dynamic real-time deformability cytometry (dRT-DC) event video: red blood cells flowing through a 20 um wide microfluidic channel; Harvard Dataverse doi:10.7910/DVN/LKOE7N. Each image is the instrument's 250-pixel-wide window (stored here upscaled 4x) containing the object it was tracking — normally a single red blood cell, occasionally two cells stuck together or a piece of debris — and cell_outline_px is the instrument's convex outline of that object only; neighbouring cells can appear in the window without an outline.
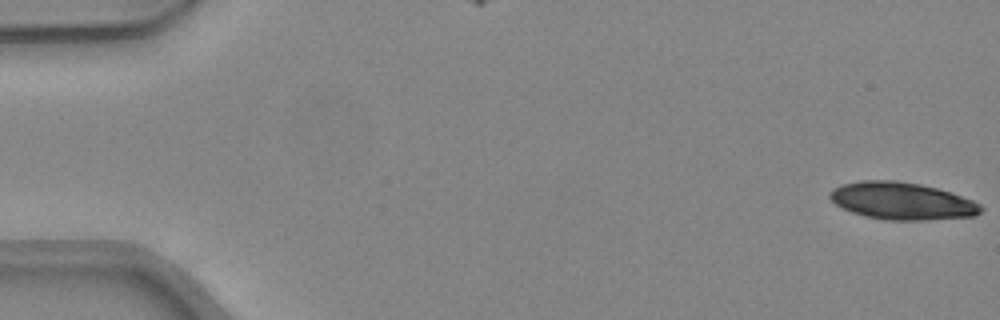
{"species": "common noctule bat (a hibernating species)", "species_latin": "Nyctalus noctula", "temperature_condition": "warm", "stored_images_in_passage": 19, "camera_frame_rate_fps": 3000, "um_per_image_px": 0.085, "animal": {"sex": "female", "body_mass_g": 24.6, "forearm_length_mm": 56.2}, "frame": {"image": 1, "passage_image": 1, "time_ms": 0.0, "image_size_px": [1000, 320], "cell_outline_px": [[984, 208], [976, 216], [924, 220], [888, 220], [864, 216], [840, 208], [828, 196], [828, 192], [832, 188], [844, 184], [860, 180], [896, 180], [920, 184], [936, 188], [972, 200], [980, 204]], "centroid_in_image_um": [76.62, 17.08], "position_along_channel_um": 8.4, "area_um2": 32.83}}